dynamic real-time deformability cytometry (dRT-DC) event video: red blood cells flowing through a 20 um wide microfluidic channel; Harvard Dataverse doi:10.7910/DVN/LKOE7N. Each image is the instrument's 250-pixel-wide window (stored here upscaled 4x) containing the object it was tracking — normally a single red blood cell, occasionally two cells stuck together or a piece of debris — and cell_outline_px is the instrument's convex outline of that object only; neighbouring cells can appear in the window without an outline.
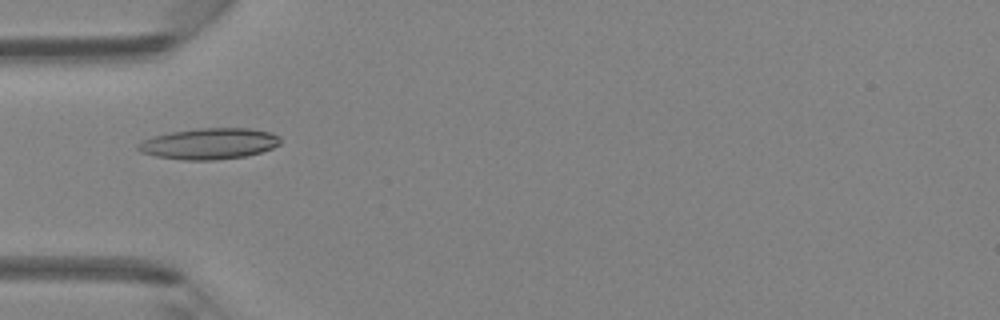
{"species": "Egyptian fruit bat (a non-hibernating species)", "species_latin": "Rousettus aegyptiacus", "temperature_condition": "room temperature", "stored_images_in_passage": 5, "camera_frame_rate_fps": 3000, "um_per_image_px": 0.085, "animal": {"sex": "female"}, "frame": {"image": 1, "passage_image": 4, "time_ms": 3.333, "image_size_px": [1000, 320], "cell_outline_px": [[280, 144], [272, 148], [260, 152], [244, 156], [212, 160], [184, 160], [156, 156], [140, 152], [136, 148], [136, 144], [140, 140], [172, 132], [196, 128], [248, 128], [272, 132], [280, 136]], "centroid_in_image_um": [17.77, 12.2], "position_along_channel_um": 67.2, "area_um2": 25.78}}
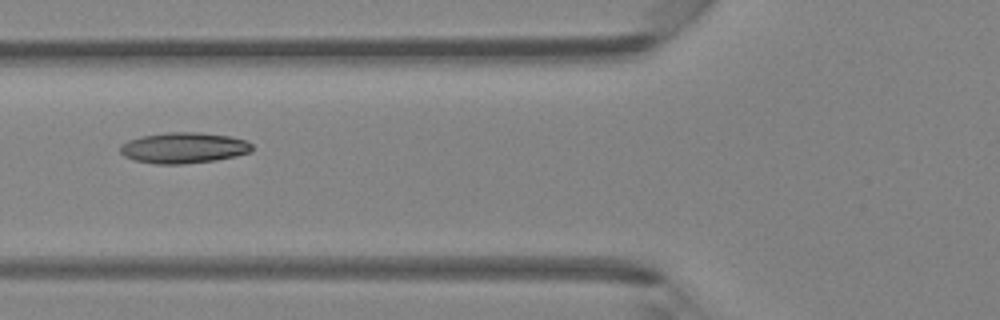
{"frame": {"image": 2, "passage_image": 5, "time_ms": 4.333, "image_size_px": [1000, 320], "cell_outline_px": [[252, 152], [236, 156], [216, 160], [180, 164], [156, 164], [136, 160], [124, 156], [120, 152], [120, 144], [128, 140], [140, 136], [168, 132], [200, 132], [228, 136], [244, 140], [252, 144]], "centroid_in_image_um": [15.6, 12.56], "position_along_channel_um": 110.2, "area_um2": 23.7}}